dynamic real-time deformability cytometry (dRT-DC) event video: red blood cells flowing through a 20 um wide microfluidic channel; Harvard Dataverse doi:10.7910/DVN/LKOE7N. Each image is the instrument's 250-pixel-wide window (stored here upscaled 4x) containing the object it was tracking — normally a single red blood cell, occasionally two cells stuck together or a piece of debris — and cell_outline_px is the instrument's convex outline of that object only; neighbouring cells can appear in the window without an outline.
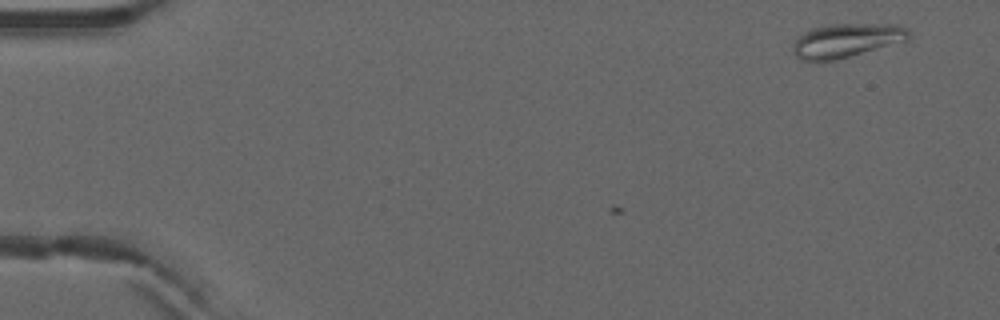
{"species": "common noctule bat (a hibernating species)", "species_latin": "Nyctalus noctula", "temperature_condition": "warm", "stored_images_in_passage": 2, "camera_frame_rate_fps": 3000, "um_per_image_px": 0.085, "animal": {"sex": "male", "forearm_length_mm": 52.5}, "frame": {"image": 1, "passage_image": 2, "time_ms": 0.333, "image_size_px": [1000, 320], "cell_outline_px": [[912, 32], [908, 40], [836, 60], [800, 60], [792, 52], [792, 44], [804, 32], [812, 28], [828, 24], [900, 24], [908, 28]], "centroid_in_image_um": [71.98, 3.42], "position_along_channel_um": 13.0, "area_um2": 23.0}}